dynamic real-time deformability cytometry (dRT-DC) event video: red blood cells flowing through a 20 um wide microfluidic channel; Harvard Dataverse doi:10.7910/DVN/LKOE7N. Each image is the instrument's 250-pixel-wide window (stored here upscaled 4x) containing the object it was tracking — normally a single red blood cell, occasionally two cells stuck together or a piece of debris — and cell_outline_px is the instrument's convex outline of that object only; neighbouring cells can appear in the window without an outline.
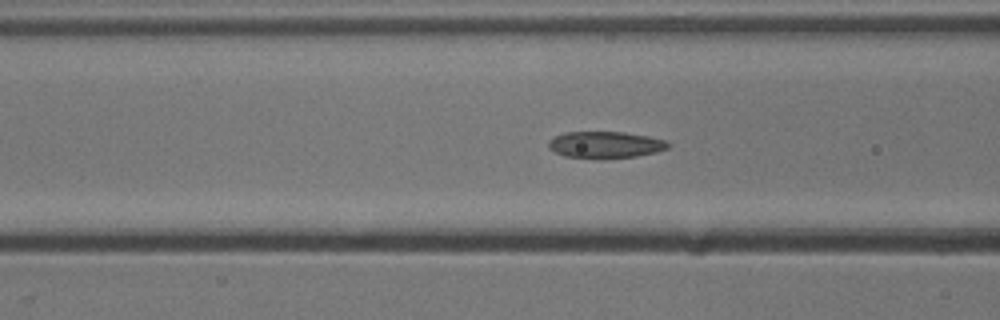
{"species": "common noctule bat (a hibernating species)", "species_latin": "Nyctalus noctula", "temperature_condition": "cold", "stored_images_in_passage": 42, "camera_frame_rate_fps": 3000, "um_per_image_px": 0.085, "animal": {"sex": "male", "body_mass_g": 13.3}, "frame": {"image": 1, "passage_image": 21, "time_ms": 6.667, "image_size_px": [1000, 320], "cell_outline_px": [[668, 148], [656, 152], [636, 156], [600, 160], [564, 156], [548, 148], [548, 140], [564, 132], [624, 132], [648, 136], [668, 140]], "centroid_in_image_um": [51.44, 12.32], "position_along_channel_um": 115.2, "area_um2": 18.9}}
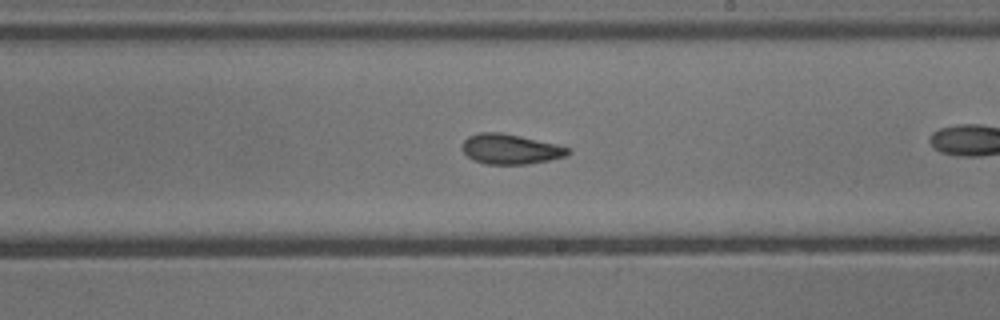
{"frame": {"image": 2, "passage_image": 31, "time_ms": 10.0, "image_size_px": [1000, 320], "cell_outline_px": [[572, 152], [568, 156], [528, 164], [484, 164], [472, 160], [460, 148], [460, 144], [468, 136], [480, 132], [500, 132], [520, 136], [556, 144], [568, 148]], "centroid_in_image_um": [43.35, 12.67], "position_along_channel_um": 245.7, "area_um2": 18.67}}
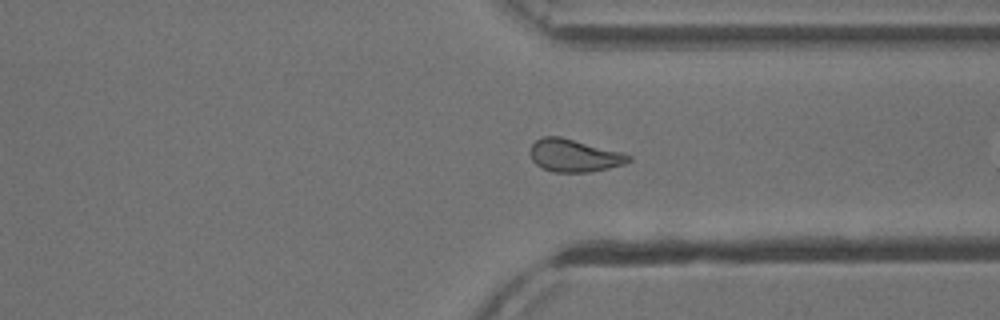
{"frame": {"image": 3, "passage_image": 40, "time_ms": 13.0, "image_size_px": [1000, 320], "cell_outline_px": [[632, 160], [624, 164], [608, 168], [588, 172], [552, 172], [536, 164], [532, 160], [532, 144], [536, 140], [544, 136], [560, 136], [620, 152], [632, 156]], "centroid_in_image_um": [48.81, 13.22], "position_along_channel_um": 362.6, "area_um2": 18.38}}